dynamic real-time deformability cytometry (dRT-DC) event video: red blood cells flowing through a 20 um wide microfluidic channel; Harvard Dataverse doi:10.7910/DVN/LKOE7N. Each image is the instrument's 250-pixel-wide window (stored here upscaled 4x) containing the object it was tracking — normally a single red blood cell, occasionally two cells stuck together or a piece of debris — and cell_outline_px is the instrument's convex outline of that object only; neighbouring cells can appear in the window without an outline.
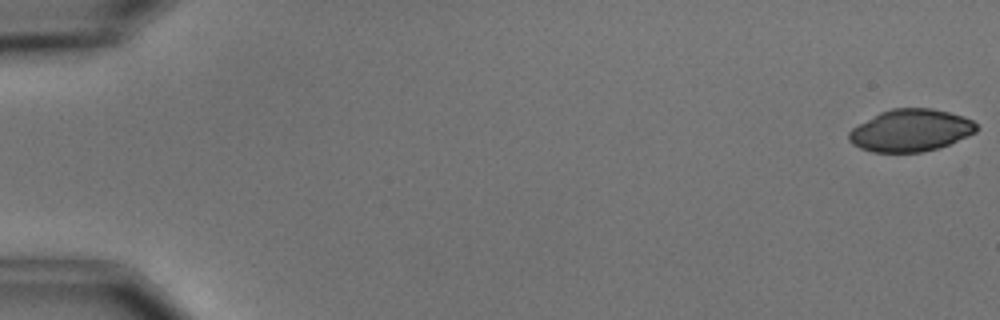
{"species": "common noctule bat (a hibernating species)", "species_latin": "Nyctalus noctula", "temperature_condition": "cold", "stored_images_in_passage": 5, "camera_frame_rate_fps": 3000, "um_per_image_px": 0.085, "animal": {"sex": "male", "body_mass_g": 15.6}, "frame": {"image": 1, "passage_image": 1, "time_ms": 0.0, "image_size_px": [1000, 320], "cell_outline_px": [[976, 132], [968, 136], [948, 144], [936, 148], [920, 152], [872, 152], [860, 148], [852, 144], [848, 140], [848, 132], [852, 128], [880, 112], [892, 108], [932, 108], [964, 116], [972, 120], [976, 124]], "centroid_in_image_um": [77.38, 11.08], "position_along_channel_um": 7.6, "area_um2": 31.21}}